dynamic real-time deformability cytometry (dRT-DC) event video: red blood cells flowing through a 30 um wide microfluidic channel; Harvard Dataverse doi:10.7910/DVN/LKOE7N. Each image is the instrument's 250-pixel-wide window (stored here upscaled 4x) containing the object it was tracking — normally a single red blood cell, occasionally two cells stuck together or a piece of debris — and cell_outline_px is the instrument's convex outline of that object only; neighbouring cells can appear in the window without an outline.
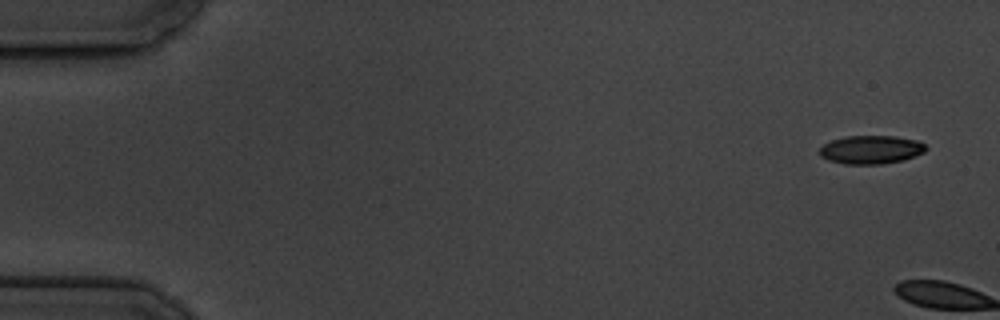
{"species": "common noctule bat (a hibernating species)", "species_latin": "Nyctalus noctula", "temperature_condition": "cold", "stored_images_in_passage": 6, "camera_frame_rate_fps": 3000, "um_per_image_px": 0.085, "animal": {"sex": "male", "body_mass_g": 19.5, "forearm_length_mm": 54.6}, "frame": {"image": 1, "passage_image": 1, "time_ms": 0.0, "image_size_px": [1000, 320], "cell_outline_px": [[928, 148], [924, 152], [916, 156], [904, 160], [880, 164], [844, 164], [828, 160], [820, 156], [820, 148], [824, 144], [832, 140], [844, 136], [896, 136], [916, 140], [924, 144]], "centroid_in_image_um": [74.04, 12.72], "position_along_channel_um": 11.0, "area_um2": 17.69}}